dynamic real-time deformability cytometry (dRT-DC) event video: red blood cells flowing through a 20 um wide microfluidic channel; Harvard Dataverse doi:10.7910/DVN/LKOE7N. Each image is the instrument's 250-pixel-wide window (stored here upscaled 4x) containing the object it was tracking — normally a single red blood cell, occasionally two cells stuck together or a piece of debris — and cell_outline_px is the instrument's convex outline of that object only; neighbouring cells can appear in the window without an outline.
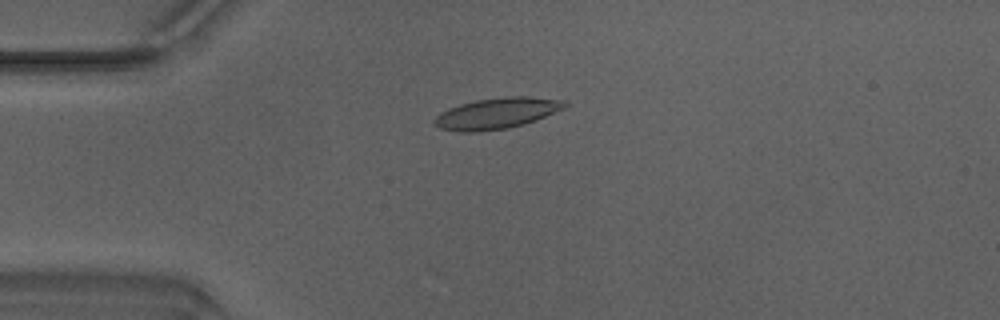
{"species": "Egyptian fruit bat (a non-hibernating species)", "species_latin": "Rousettus aegyptiacus", "temperature_condition": "warm", "stored_images_in_passage": 38, "camera_frame_rate_fps": 3000, "um_per_image_px": 0.085, "animal": {"sex": "male"}, "frame": {"image": 1, "passage_image": 2, "time_ms": 0.333, "image_size_px": [1000, 320], "cell_outline_px": [[568, 104], [564, 108], [536, 120], [524, 124], [508, 128], [476, 132], [460, 132], [440, 128], [432, 124], [432, 120], [440, 112], [448, 108], [460, 104], [476, 100], [504, 96], [528, 96], [564, 100]], "centroid_in_image_um": [42.19, 9.63], "position_along_channel_um": 42.8, "area_um2": 23.7}}
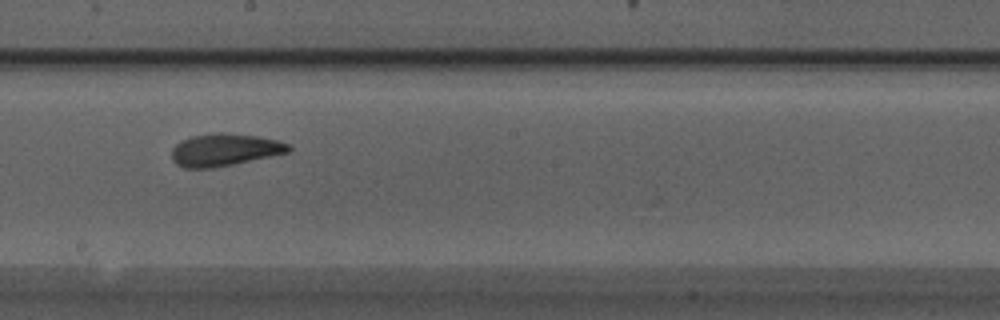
{"frame": {"image": 2, "passage_image": 17, "time_ms": 5.333, "image_size_px": [1000, 320], "cell_outline_px": [[292, 152], [212, 168], [184, 168], [176, 164], [172, 160], [172, 148], [180, 140], [192, 136], [220, 132], [224, 132], [256, 136], [276, 140], [288, 144], [292, 148]], "centroid_in_image_um": [19.08, 12.73], "position_along_channel_um": 229.1, "area_um2": 22.08}}
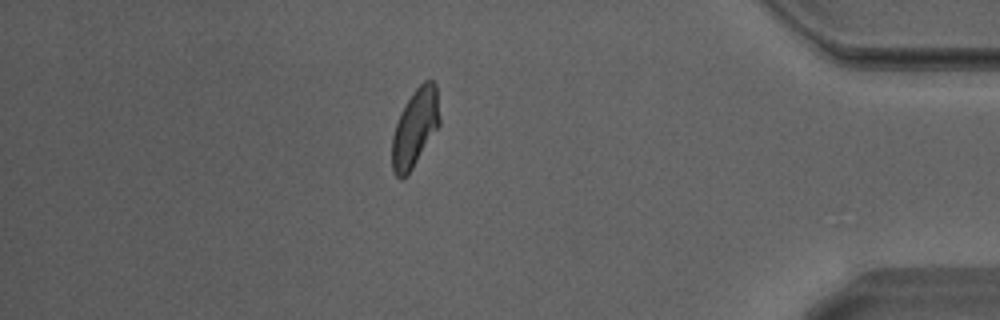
{"frame": {"image": 3, "passage_image": 32, "time_ms": 10.333, "image_size_px": [1000, 320], "cell_outline_px": [[440, 124], [412, 168], [400, 180], [396, 176], [392, 168], [392, 136], [400, 112], [412, 92], [424, 80], [432, 80], [436, 84], [440, 116]], "centroid_in_image_um": [35.28, 10.83], "position_along_channel_um": 399.9, "area_um2": 21.39}, "authors_computed_cell_mechanics": {"area_um2": 21.8484, "velocity_mm_per_s": 4.2189, "shape_relaxation_time_tau1_ms": 4.0356, "shape_relaxation_time_tau2_ms": 2.7621, "deformation_change_tau1": 0.1549, "deformation_change_tau2": 0.0688}}